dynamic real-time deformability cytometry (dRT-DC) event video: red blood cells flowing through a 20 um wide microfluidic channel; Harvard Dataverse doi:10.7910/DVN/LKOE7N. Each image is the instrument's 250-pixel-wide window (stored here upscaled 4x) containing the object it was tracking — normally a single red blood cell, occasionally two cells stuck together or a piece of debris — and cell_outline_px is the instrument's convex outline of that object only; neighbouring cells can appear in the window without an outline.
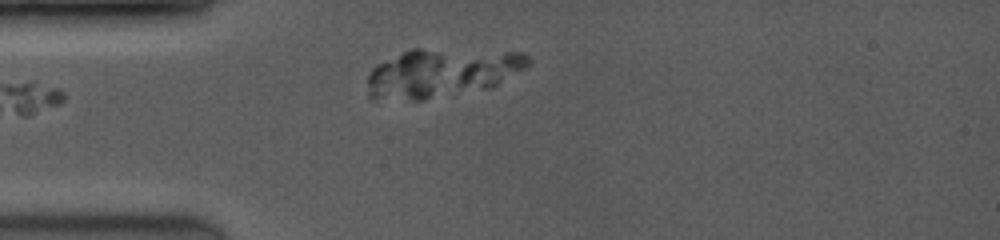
{"species": "common noctule bat (a hibernating species)", "species_latin": "Nyctalus noctula", "temperature_condition": "room temperature", "stored_images_in_passage": 10, "camera_frame_rate_fps": 3500, "um_per_image_px": 0.085, "animal": {"sex": "female", "body_mass_g": 19.0, "forearm_length_mm": 53.3}, "frame": {"image": 1, "passage_image": 4, "time_ms": 0.857, "image_size_px": [1000, 240], "cell_outline_px": [[532, 60], [524, 68], [492, 88], [460, 88], [460, 72], [468, 64], [476, 60], [504, 52], [520, 52], [528, 56]], "centroid_in_image_um": [41.88, 5.94], "position_along_channel_um": 43.1, "area_um2": 12.43}}